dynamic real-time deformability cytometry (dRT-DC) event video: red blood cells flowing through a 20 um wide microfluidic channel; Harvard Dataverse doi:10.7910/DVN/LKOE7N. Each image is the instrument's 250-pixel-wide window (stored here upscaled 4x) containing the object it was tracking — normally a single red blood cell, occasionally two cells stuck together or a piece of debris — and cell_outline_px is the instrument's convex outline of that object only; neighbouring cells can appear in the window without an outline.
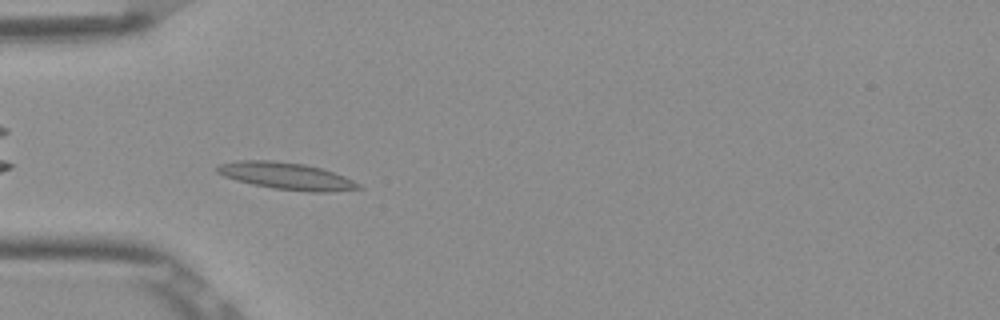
{"species": "Egyptian fruit bat (a non-hibernating species)", "species_latin": "Rousettus aegyptiacus", "temperature_condition": "room temperature", "stored_images_in_passage": 35, "camera_frame_rate_fps": 3000, "um_per_image_px": 0.085, "frame": {"image": 1, "passage_image": 3, "time_ms": 0.667, "image_size_px": [1000, 320], "cell_outline_px": [[364, 188], [328, 192], [308, 192], [272, 188], [252, 184], [236, 180], [224, 176], [216, 172], [216, 168], [220, 164], [236, 160], [272, 160], [304, 164], [320, 168], [344, 176], [360, 184]], "centroid_in_image_um": [24.33, 14.96], "position_along_channel_um": 60.7, "area_um2": 22.2}}
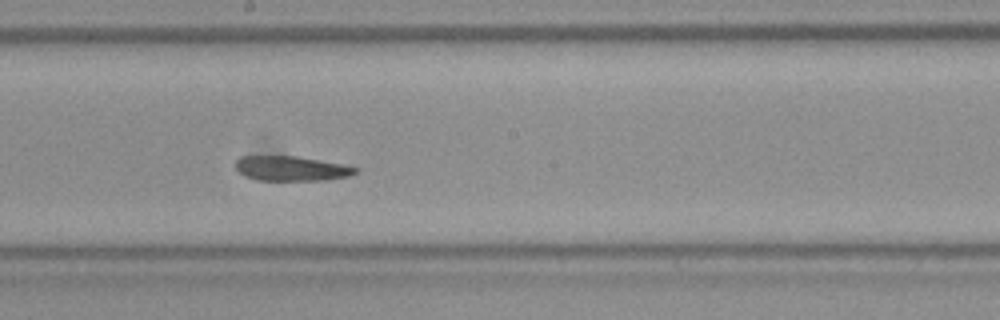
{"frame": {"image": 2, "passage_image": 16, "time_ms": 5.0, "image_size_px": [1000, 320], "cell_outline_px": [[360, 168], [356, 172], [348, 176], [324, 180], [260, 180], [244, 176], [236, 168], [236, 160], [240, 156], [296, 156], [340, 164]], "centroid_in_image_um": [24.73, 14.32], "position_along_channel_um": 223.5, "area_um2": 17.05}}
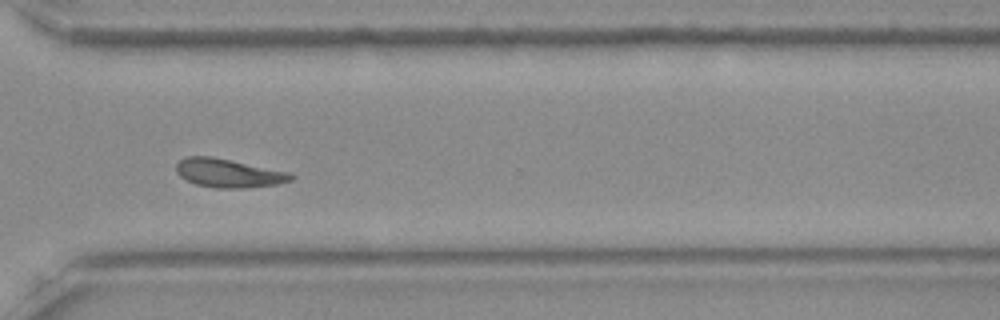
{"frame": {"image": 3, "passage_image": 26, "time_ms": 8.333, "image_size_px": [1000, 320], "cell_outline_px": [[296, 176], [292, 180], [276, 184], [248, 188], [216, 188], [196, 184], [180, 176], [176, 172], [176, 164], [184, 156], [212, 156], [288, 172]], "centroid_in_image_um": [19.41, 14.71], "position_along_channel_um": 351.2, "area_um2": 19.07}, "authors_computed_cell_mechanics": {"area_um2": 19.0162, "velocity_mm_per_s": 3.8332, "shape_relaxation_time_tau1_ms": null, "shape_relaxation_time_tau2_ms": 4.4566, "deformation_change_tau1": null, "deformation_change_tau2": 0.0906}}